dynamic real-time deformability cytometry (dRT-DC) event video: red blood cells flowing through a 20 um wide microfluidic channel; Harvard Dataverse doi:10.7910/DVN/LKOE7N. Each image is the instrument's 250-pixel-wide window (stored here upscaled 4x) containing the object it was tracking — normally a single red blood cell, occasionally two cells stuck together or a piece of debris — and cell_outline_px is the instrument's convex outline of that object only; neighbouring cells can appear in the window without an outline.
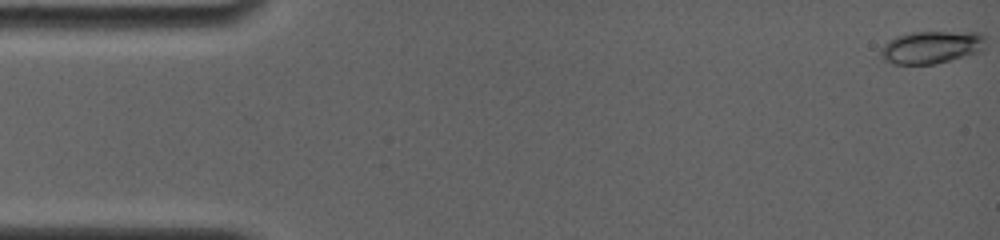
{"species": "common noctule bat (a hibernating species)", "species_latin": "Nyctalus noctula", "temperature_condition": "room temperature", "stored_images_in_passage": 7, "camera_frame_rate_fps": 4000, "um_per_image_px": 0.085, "animal": {"sex": "female", "body_mass_g": 19.0, "forearm_length_mm": 56.7}, "frame": {"image": 1, "passage_image": 1, "time_ms": 0.0, "image_size_px": [1000, 240], "cell_outline_px": [[984, 48], [980, 52], [936, 64], [892, 64], [884, 60], [880, 56], [880, 48], [888, 40], [896, 36], [912, 32], [980, 32], [984, 36]], "centroid_in_image_um": [79.14, 4.02], "position_along_channel_um": 5.9, "area_um2": 20.11}}